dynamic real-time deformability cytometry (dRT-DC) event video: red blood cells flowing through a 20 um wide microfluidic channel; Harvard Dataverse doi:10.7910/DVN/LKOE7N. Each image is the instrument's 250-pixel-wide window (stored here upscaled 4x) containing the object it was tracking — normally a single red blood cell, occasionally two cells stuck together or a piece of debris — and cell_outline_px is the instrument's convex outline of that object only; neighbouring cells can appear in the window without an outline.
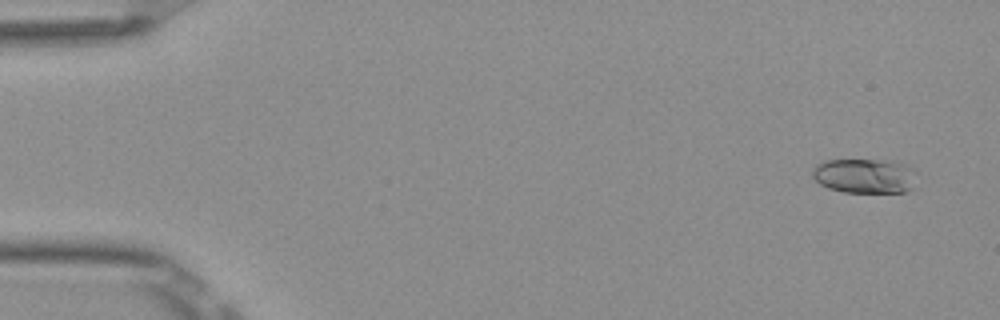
{"species": "Egyptian fruit bat (a non-hibernating species)", "species_latin": "Rousettus aegyptiacus", "temperature_condition": "room temperature", "stored_images_in_passage": 52, "camera_frame_rate_fps": 3000, "um_per_image_px": 0.085, "frame": {"image": 1, "passage_image": 3, "time_ms": 0.667, "image_size_px": [1000, 320], "cell_outline_px": [[912, 188], [904, 192], [844, 192], [828, 188], [820, 184], [812, 176], [812, 168], [816, 164], [824, 160], [896, 160], [908, 164], [912, 168]], "centroid_in_image_um": [73.45, 14.93], "position_along_channel_um": 11.6, "area_um2": 21.1}}
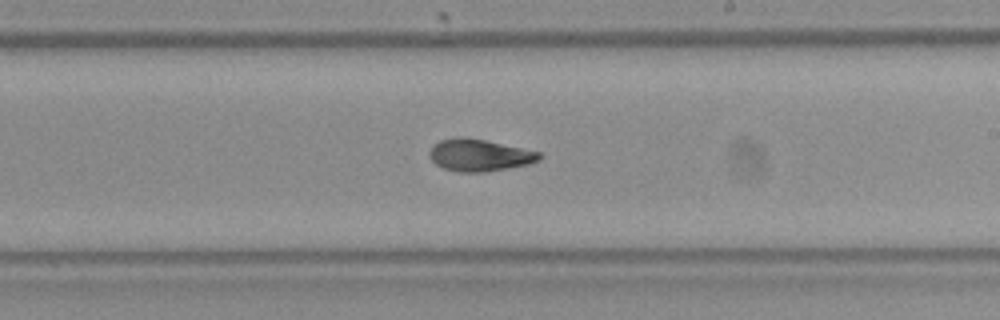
{"frame": {"image": 2, "passage_image": 31, "time_ms": 10.0, "image_size_px": [1000, 320], "cell_outline_px": [[544, 156], [540, 160], [528, 164], [484, 172], [460, 172], [444, 168], [436, 164], [428, 156], [428, 152], [440, 140], [460, 136], [464, 136], [484, 140], [540, 152]], "centroid_in_image_um": [40.75, 13.19], "position_along_channel_um": 248.3, "area_um2": 20.35}}
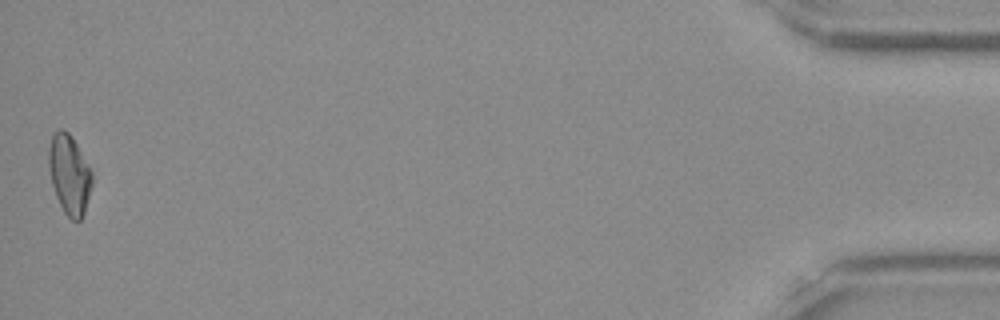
{"frame": {"image": 3, "passage_image": 52, "time_ms": 17.0, "image_size_px": [1000, 320], "cell_outline_px": [[92, 184], [84, 212], [80, 220], [72, 220], [64, 212], [56, 196], [52, 184], [48, 168], [48, 148], [52, 132], [56, 128], [64, 128], [68, 132], [76, 144], [92, 172]], "centroid_in_image_um": [5.86, 14.78], "position_along_channel_um": 429.3, "area_um2": 20.06}, "authors_computed_cell_mechanics": {"area_um2": 20.2878, "velocity_mm_per_s": 3.9156, "shape_relaxation_time_tau1_ms": 6.2025, "shape_relaxation_time_tau2_ms": 1.9414, "deformation_change_tau1": 0.1561, "deformation_change_tau2": 0.0768}}